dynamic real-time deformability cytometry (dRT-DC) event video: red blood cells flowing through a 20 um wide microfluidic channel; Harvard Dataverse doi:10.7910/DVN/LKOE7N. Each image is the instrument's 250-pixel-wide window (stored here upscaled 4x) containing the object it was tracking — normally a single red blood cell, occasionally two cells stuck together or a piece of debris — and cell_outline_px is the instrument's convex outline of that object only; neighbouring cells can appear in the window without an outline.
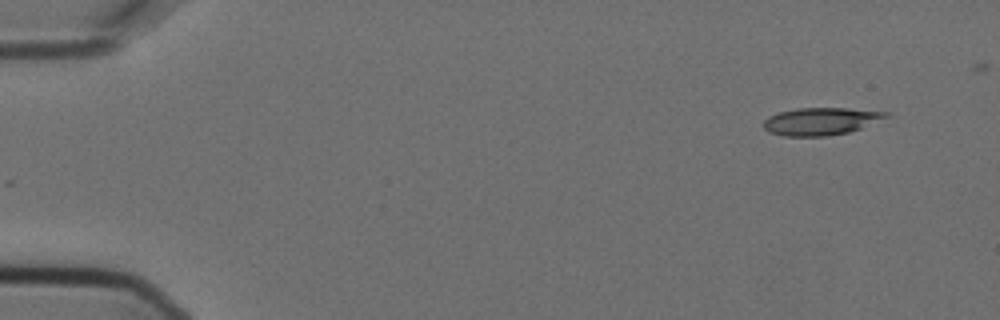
{"species": "Egyptian fruit bat (a non-hibernating species)", "species_latin": "Rousettus aegyptiacus", "temperature_condition": "cold", "stored_images_in_passage": 6, "camera_frame_rate_fps": 3000, "um_per_image_px": 0.085, "animal": {"sex": "female"}, "frame": {"image": 1, "passage_image": 1, "time_ms": 0.0, "image_size_px": [1000, 320], "cell_outline_px": [[892, 116], [860, 128], [848, 132], [828, 136], [784, 136], [768, 132], [764, 128], [764, 120], [768, 116], [780, 112], [796, 108], [848, 108], [892, 112]], "centroid_in_image_um": [69.81, 10.3], "position_along_channel_um": 15.2, "area_um2": 19.77}}
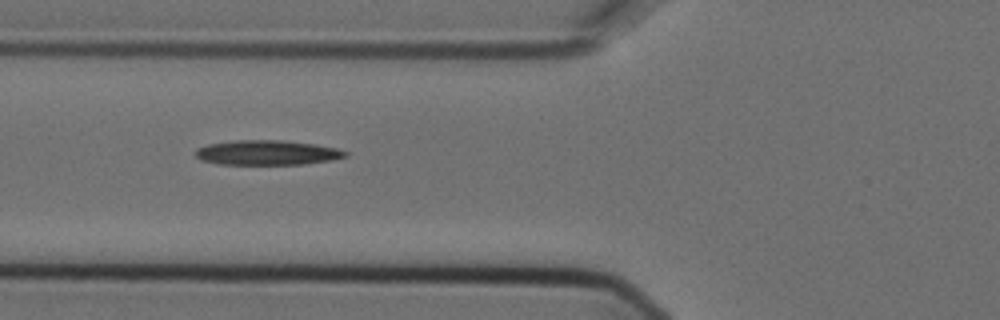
{"frame": {"image": 2, "passage_image": 5, "time_ms": 1.333, "image_size_px": [1000, 320], "cell_outline_px": [[348, 156], [328, 160], [304, 164], [216, 164], [200, 160], [196, 156], [196, 148], [208, 144], [232, 140], [280, 140], [316, 144], [336, 148], [348, 152]], "centroid_in_image_um": [22.66, 12.97], "position_along_channel_um": 103.1, "area_um2": 21.62}}
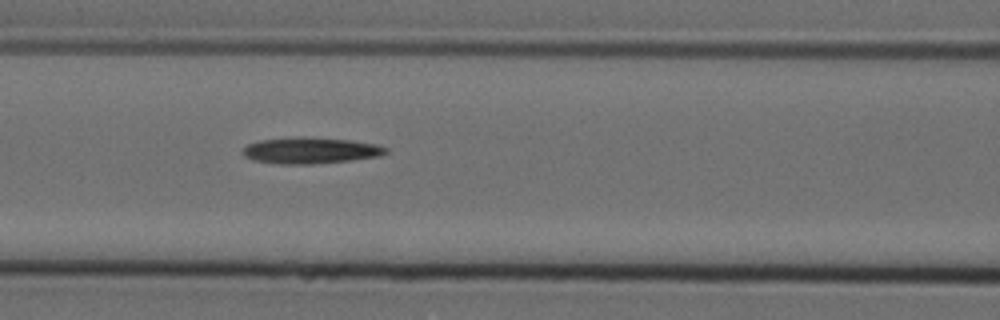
{"frame": {"image": 3, "passage_image": 6, "time_ms": 1.667, "image_size_px": [1000, 320], "cell_outline_px": [[388, 152], [380, 156], [352, 160], [312, 164], [280, 164], [252, 160], [244, 156], [244, 148], [248, 144], [260, 140], [296, 136], [304, 136], [352, 140], [376, 144], [388, 148]], "centroid_in_image_um": [26.41, 12.78], "position_along_channel_um": 140.2, "area_um2": 22.08}}